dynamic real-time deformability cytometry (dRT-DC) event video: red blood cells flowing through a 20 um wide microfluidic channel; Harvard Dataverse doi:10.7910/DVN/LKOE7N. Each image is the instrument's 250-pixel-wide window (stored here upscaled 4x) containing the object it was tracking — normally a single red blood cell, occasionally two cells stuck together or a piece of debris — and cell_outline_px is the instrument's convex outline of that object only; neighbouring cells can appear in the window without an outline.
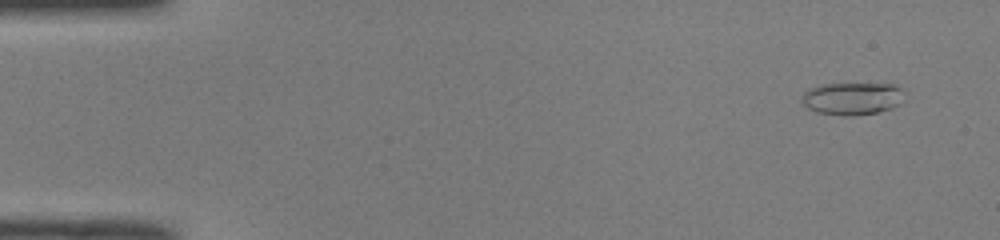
{"species": "common noctule bat (a hibernating species)", "species_latin": "Nyctalus noctula", "temperature_condition": "room temperature", "stored_images_in_passage": 52, "camera_frame_rate_fps": 3000, "um_per_image_px": 0.085, "animal": {"sex": "male", "body_mass_g": 19.0, "forearm_length_mm": 50.8}, "frame": {"image": 1, "passage_image": 4, "time_ms": 1.0, "image_size_px": [1000, 240], "cell_outline_px": [[900, 104], [892, 108], [876, 112], [856, 116], [844, 116], [816, 112], [808, 108], [800, 100], [804, 92], [808, 88], [820, 84], [892, 84], [900, 88]], "centroid_in_image_um": [72.36, 8.38], "position_along_channel_um": 12.6, "area_um2": 19.31}}
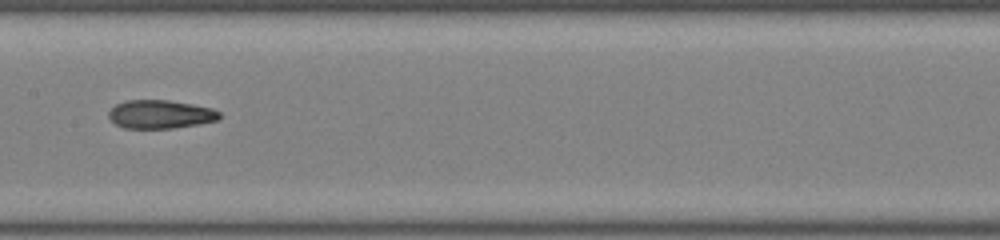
{"frame": {"image": 2, "passage_image": 27, "time_ms": 8.667, "image_size_px": [1000, 240], "cell_outline_px": [[220, 116], [216, 120], [200, 124], [172, 128], [124, 128], [116, 124], [108, 116], [108, 112], [116, 104], [128, 100], [168, 100], [192, 104], [212, 108], [220, 112]], "centroid_in_image_um": [13.63, 9.71], "position_along_channel_um": 193.8, "area_um2": 18.26}}
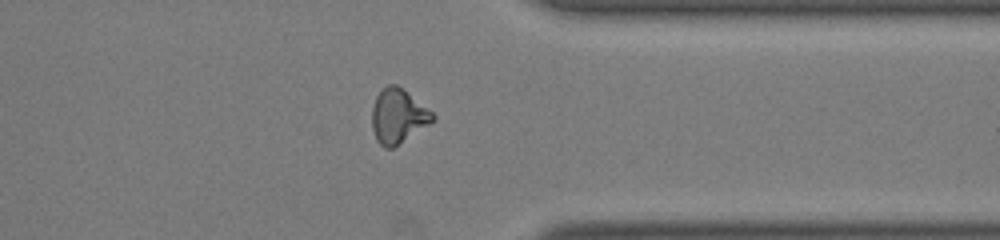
{"frame": {"image": 3, "passage_image": 41, "time_ms": 13.333, "image_size_px": [1000, 240], "cell_outline_px": [[436, 120], [392, 148], [384, 148], [376, 140], [372, 128], [372, 108], [376, 96], [388, 84], [396, 84], [432, 112], [436, 116]], "centroid_in_image_um": [33.82, 9.89], "position_along_channel_um": 377.6, "area_um2": 18.96}, "authors_computed_cell_mechanics": {"area_um2": 18.6694, "velocity_mm_per_s": 4.0327, "shape_relaxation_time_tau1_ms": null, "shape_relaxation_time_tau2_ms": 2.4018, "deformation_change_tau1": null, "deformation_change_tau2": 0.1023}}